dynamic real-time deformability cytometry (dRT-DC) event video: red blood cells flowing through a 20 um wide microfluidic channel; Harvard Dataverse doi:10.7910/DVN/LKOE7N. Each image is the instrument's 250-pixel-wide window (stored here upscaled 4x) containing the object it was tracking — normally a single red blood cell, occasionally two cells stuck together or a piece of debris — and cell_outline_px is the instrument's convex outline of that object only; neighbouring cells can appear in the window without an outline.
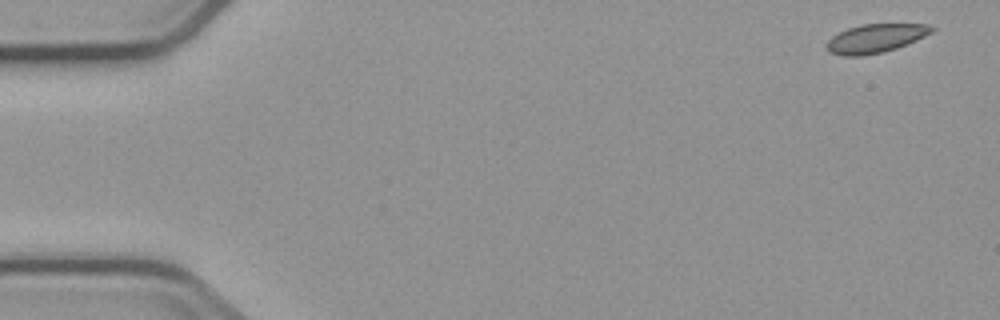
{"species": "common noctule bat (a hibernating species)", "species_latin": "Nyctalus noctula", "temperature_condition": "cold", "stored_images_in_passage": 5, "camera_frame_rate_fps": 3000, "um_per_image_px": 0.085, "animal": {"sex": "male", "body_mass_g": 23.1, "forearm_length_mm": 52.7}, "frame": {"image": 1, "passage_image": 1, "time_ms": 0.0, "image_size_px": [1000, 320], "cell_outline_px": [[936, 28], [932, 32], [916, 40], [896, 48], [884, 52], [860, 56], [844, 56], [828, 52], [824, 48], [824, 44], [832, 36], [848, 28], [860, 24], [928, 24]], "centroid_in_image_um": [74.37, 3.27], "position_along_channel_um": 10.6, "area_um2": 17.69}}
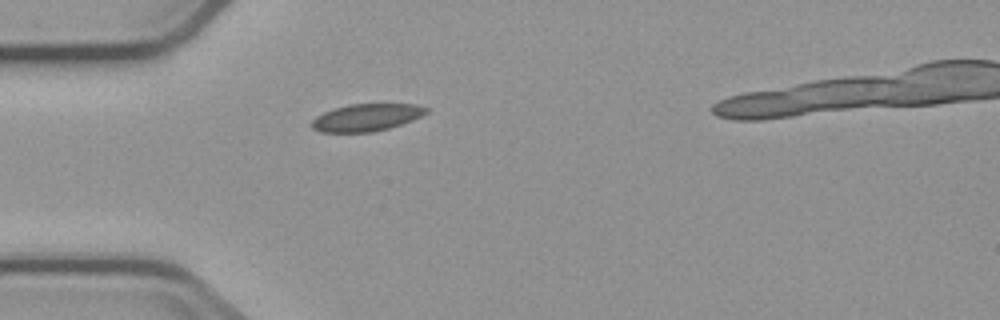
{"frame": {"image": 2, "passage_image": 5, "time_ms": 4.667, "image_size_px": [1000, 320], "cell_outline_px": [[428, 112], [412, 120], [388, 128], [372, 132], [320, 132], [312, 128], [308, 124], [316, 116], [324, 112], [348, 104], [416, 104], [428, 108]], "centroid_in_image_um": [31.11, 9.98], "position_along_channel_um": 53.9, "area_um2": 18.15}}